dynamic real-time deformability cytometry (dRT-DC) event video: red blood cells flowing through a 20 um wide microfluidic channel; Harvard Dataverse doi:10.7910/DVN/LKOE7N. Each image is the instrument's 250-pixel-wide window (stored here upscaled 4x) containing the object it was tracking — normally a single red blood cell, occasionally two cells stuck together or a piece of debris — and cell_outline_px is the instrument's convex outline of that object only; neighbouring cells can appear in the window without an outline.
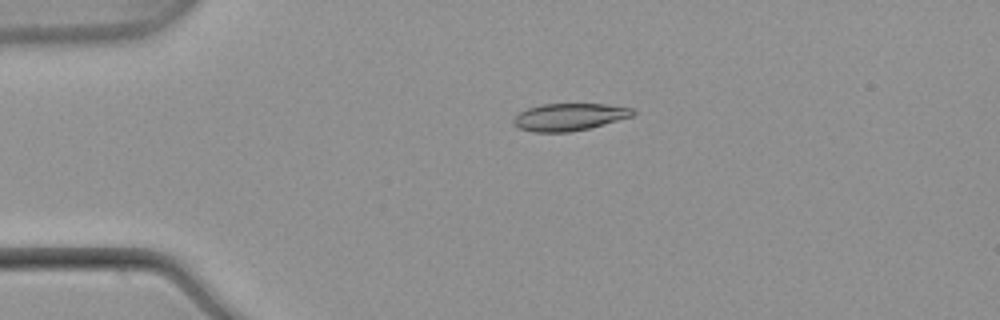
{"species": "common noctule bat (a hibernating species)", "species_latin": "Nyctalus noctula", "temperature_condition": "warm", "stored_images_in_passage": 42, "camera_frame_rate_fps": 3000, "um_per_image_px": 0.085, "animal": {"sex": "male", "body_mass_g": 21.5, "forearm_length_mm": 52.0}, "frame": {"image": 1, "passage_image": 1, "time_ms": 0.0, "image_size_px": [1000, 320], "cell_outline_px": [[636, 112], [632, 116], [588, 128], [568, 132], [532, 132], [520, 128], [512, 120], [520, 112], [528, 108], [544, 104], [604, 104], [632, 108]], "centroid_in_image_um": [48.38, 9.94], "position_along_channel_um": 36.6, "area_um2": 18.61}}
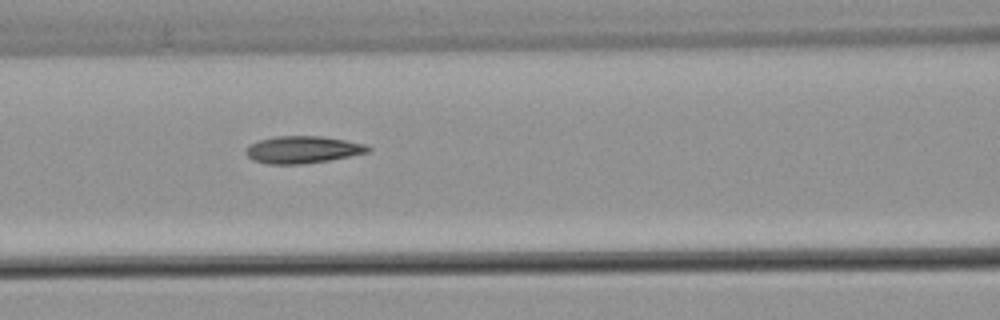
{"frame": {"image": 2, "passage_image": 12, "time_ms": 3.667, "image_size_px": [1000, 320], "cell_outline_px": [[372, 148], [368, 152], [328, 160], [300, 164], [268, 164], [252, 160], [244, 152], [252, 144], [260, 140], [276, 136], [320, 136], [368, 144]], "centroid_in_image_um": [25.74, 12.72], "position_along_channel_um": 140.9, "area_um2": 19.13}}
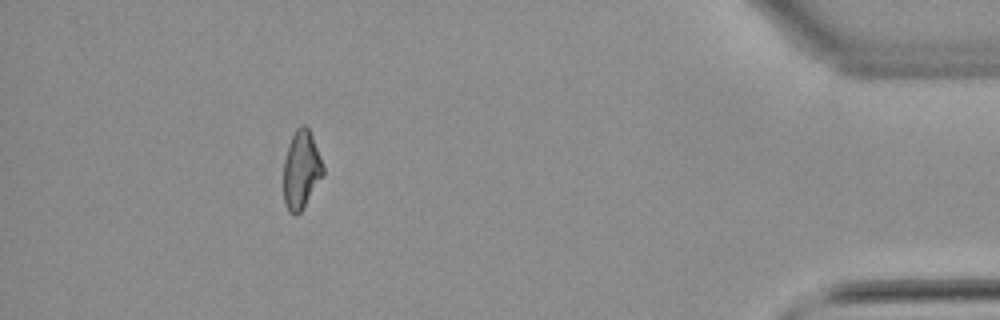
{"frame": {"image": 3, "passage_image": 37, "time_ms": 12.0, "image_size_px": [1000, 320], "cell_outline_px": [[324, 176], [300, 212], [296, 216], [288, 212], [284, 204], [284, 160], [288, 144], [296, 128], [300, 124], [304, 124], [308, 128], [312, 136], [320, 156], [324, 168]], "centroid_in_image_um": [25.6, 14.45], "position_along_channel_um": 409.6, "area_um2": 18.15}, "authors_computed_cell_mechanics": {"area_um2": 18.7272, "velocity_mm_per_s": 3.9021, "shape_relaxation_time_tau1_ms": 7.3053, "shape_relaxation_time_tau2_ms": 2.3508, "deformation_change_tau1": 0.2085, "deformation_change_tau2": 0.0948}}